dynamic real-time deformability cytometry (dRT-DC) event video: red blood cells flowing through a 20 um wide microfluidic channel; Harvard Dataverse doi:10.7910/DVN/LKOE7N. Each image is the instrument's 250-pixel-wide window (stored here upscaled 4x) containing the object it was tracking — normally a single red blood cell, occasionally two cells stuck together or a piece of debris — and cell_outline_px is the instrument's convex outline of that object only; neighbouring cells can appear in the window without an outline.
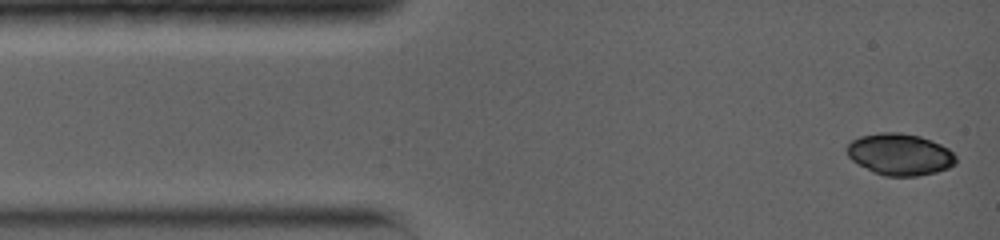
{"species": "common noctule bat (a hibernating species)", "species_latin": "Nyctalus noctula", "temperature_condition": "warm", "stored_images_in_passage": 5, "camera_frame_rate_fps": 5000, "um_per_image_px": 0.085, "animal": {"sex": "female", "body_mass_g": 19.0, "forearm_length_mm": 56.7}, "frame": {"image": 1, "passage_image": 1, "time_ms": 0.0, "image_size_px": [1000, 240], "cell_outline_px": [[956, 164], [948, 168], [936, 172], [916, 176], [884, 176], [852, 160], [848, 156], [848, 144], [852, 140], [860, 136], [880, 132], [900, 132], [920, 136], [932, 140], [948, 148], [956, 156]], "centroid_in_image_um": [76.52, 13.11], "position_along_channel_um": 8.5, "area_um2": 26.3}}
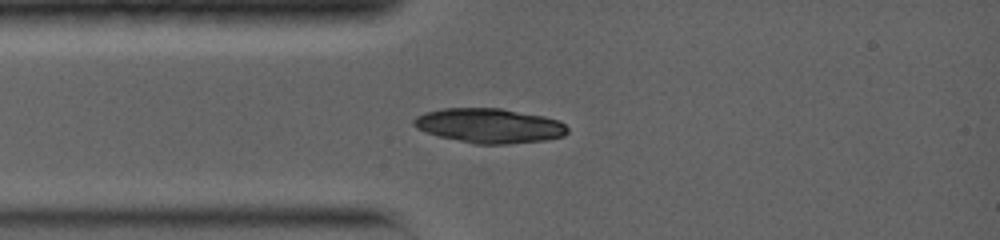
{"frame": {"image": 2, "passage_image": 5, "time_ms": 2.6, "image_size_px": [1000, 240], "cell_outline_px": [[568, 132], [564, 136], [544, 140], [508, 144], [472, 144], [424, 132], [416, 128], [412, 124], [412, 120], [416, 116], [424, 112], [444, 108], [500, 108], [544, 116], [560, 120], [568, 128]], "centroid_in_image_um": [41.58, 10.68], "position_along_channel_um": 43.4, "area_um2": 31.21}}